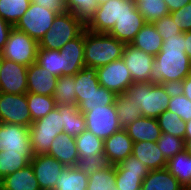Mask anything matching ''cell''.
Returning <instances> with one entry per match:
<instances>
[{
  "mask_svg": "<svg viewBox=\"0 0 191 190\" xmlns=\"http://www.w3.org/2000/svg\"><path fill=\"white\" fill-rule=\"evenodd\" d=\"M149 83L177 87L190 73L191 61L185 53V32L163 40L154 57Z\"/></svg>",
  "mask_w": 191,
  "mask_h": 190,
  "instance_id": "obj_1",
  "label": "cell"
},
{
  "mask_svg": "<svg viewBox=\"0 0 191 190\" xmlns=\"http://www.w3.org/2000/svg\"><path fill=\"white\" fill-rule=\"evenodd\" d=\"M175 87L149 82L133 83L127 88L125 94L128 99L141 107L142 116L158 118L159 115L168 109V104Z\"/></svg>",
  "mask_w": 191,
  "mask_h": 190,
  "instance_id": "obj_2",
  "label": "cell"
},
{
  "mask_svg": "<svg viewBox=\"0 0 191 190\" xmlns=\"http://www.w3.org/2000/svg\"><path fill=\"white\" fill-rule=\"evenodd\" d=\"M125 43L105 33H94L85 29V67L99 68L122 58Z\"/></svg>",
  "mask_w": 191,
  "mask_h": 190,
  "instance_id": "obj_3",
  "label": "cell"
},
{
  "mask_svg": "<svg viewBox=\"0 0 191 190\" xmlns=\"http://www.w3.org/2000/svg\"><path fill=\"white\" fill-rule=\"evenodd\" d=\"M86 25L71 12L57 14L52 27L39 42V48L60 50L67 42L78 37Z\"/></svg>",
  "mask_w": 191,
  "mask_h": 190,
  "instance_id": "obj_4",
  "label": "cell"
},
{
  "mask_svg": "<svg viewBox=\"0 0 191 190\" xmlns=\"http://www.w3.org/2000/svg\"><path fill=\"white\" fill-rule=\"evenodd\" d=\"M63 127V114L57 108L34 121L29 127L33 156L48 154L52 141L63 132Z\"/></svg>",
  "mask_w": 191,
  "mask_h": 190,
  "instance_id": "obj_5",
  "label": "cell"
},
{
  "mask_svg": "<svg viewBox=\"0 0 191 190\" xmlns=\"http://www.w3.org/2000/svg\"><path fill=\"white\" fill-rule=\"evenodd\" d=\"M136 7L134 0H109L99 5L86 29L94 33L108 34L123 14H130Z\"/></svg>",
  "mask_w": 191,
  "mask_h": 190,
  "instance_id": "obj_6",
  "label": "cell"
},
{
  "mask_svg": "<svg viewBox=\"0 0 191 190\" xmlns=\"http://www.w3.org/2000/svg\"><path fill=\"white\" fill-rule=\"evenodd\" d=\"M38 48L37 41L13 27L1 54L3 58L28 67L36 62Z\"/></svg>",
  "mask_w": 191,
  "mask_h": 190,
  "instance_id": "obj_7",
  "label": "cell"
},
{
  "mask_svg": "<svg viewBox=\"0 0 191 190\" xmlns=\"http://www.w3.org/2000/svg\"><path fill=\"white\" fill-rule=\"evenodd\" d=\"M56 16V12L31 2L26 13L13 27L26 33L39 43L46 32L52 27L53 20Z\"/></svg>",
  "mask_w": 191,
  "mask_h": 190,
  "instance_id": "obj_8",
  "label": "cell"
},
{
  "mask_svg": "<svg viewBox=\"0 0 191 190\" xmlns=\"http://www.w3.org/2000/svg\"><path fill=\"white\" fill-rule=\"evenodd\" d=\"M84 116L86 129L102 140L122 129L115 104L91 108Z\"/></svg>",
  "mask_w": 191,
  "mask_h": 190,
  "instance_id": "obj_9",
  "label": "cell"
},
{
  "mask_svg": "<svg viewBox=\"0 0 191 190\" xmlns=\"http://www.w3.org/2000/svg\"><path fill=\"white\" fill-rule=\"evenodd\" d=\"M0 152L22 153L32 160V147L29 128L17 124L0 123Z\"/></svg>",
  "mask_w": 191,
  "mask_h": 190,
  "instance_id": "obj_10",
  "label": "cell"
},
{
  "mask_svg": "<svg viewBox=\"0 0 191 190\" xmlns=\"http://www.w3.org/2000/svg\"><path fill=\"white\" fill-rule=\"evenodd\" d=\"M0 123L32 125L26 94L0 93Z\"/></svg>",
  "mask_w": 191,
  "mask_h": 190,
  "instance_id": "obj_11",
  "label": "cell"
},
{
  "mask_svg": "<svg viewBox=\"0 0 191 190\" xmlns=\"http://www.w3.org/2000/svg\"><path fill=\"white\" fill-rule=\"evenodd\" d=\"M96 70L100 86L116 94L125 93L127 88L133 84L130 71L127 69L122 58L96 68Z\"/></svg>",
  "mask_w": 191,
  "mask_h": 190,
  "instance_id": "obj_12",
  "label": "cell"
},
{
  "mask_svg": "<svg viewBox=\"0 0 191 190\" xmlns=\"http://www.w3.org/2000/svg\"><path fill=\"white\" fill-rule=\"evenodd\" d=\"M28 67L3 58L0 65V93L26 94Z\"/></svg>",
  "mask_w": 191,
  "mask_h": 190,
  "instance_id": "obj_13",
  "label": "cell"
},
{
  "mask_svg": "<svg viewBox=\"0 0 191 190\" xmlns=\"http://www.w3.org/2000/svg\"><path fill=\"white\" fill-rule=\"evenodd\" d=\"M122 59L130 71L133 83L149 82L151 69L154 63V56L135 48L131 44H126Z\"/></svg>",
  "mask_w": 191,
  "mask_h": 190,
  "instance_id": "obj_14",
  "label": "cell"
},
{
  "mask_svg": "<svg viewBox=\"0 0 191 190\" xmlns=\"http://www.w3.org/2000/svg\"><path fill=\"white\" fill-rule=\"evenodd\" d=\"M30 165L41 190H54L58 178L65 167L64 164L47 154L33 156Z\"/></svg>",
  "mask_w": 191,
  "mask_h": 190,
  "instance_id": "obj_15",
  "label": "cell"
},
{
  "mask_svg": "<svg viewBox=\"0 0 191 190\" xmlns=\"http://www.w3.org/2000/svg\"><path fill=\"white\" fill-rule=\"evenodd\" d=\"M84 41L85 30L59 50L62 55V76H74L85 67Z\"/></svg>",
  "mask_w": 191,
  "mask_h": 190,
  "instance_id": "obj_16",
  "label": "cell"
},
{
  "mask_svg": "<svg viewBox=\"0 0 191 190\" xmlns=\"http://www.w3.org/2000/svg\"><path fill=\"white\" fill-rule=\"evenodd\" d=\"M58 77L36 62L27 69V93L53 96Z\"/></svg>",
  "mask_w": 191,
  "mask_h": 190,
  "instance_id": "obj_17",
  "label": "cell"
},
{
  "mask_svg": "<svg viewBox=\"0 0 191 190\" xmlns=\"http://www.w3.org/2000/svg\"><path fill=\"white\" fill-rule=\"evenodd\" d=\"M145 24L146 21L136 6L130 14H123L108 34L118 41L130 44Z\"/></svg>",
  "mask_w": 191,
  "mask_h": 190,
  "instance_id": "obj_18",
  "label": "cell"
},
{
  "mask_svg": "<svg viewBox=\"0 0 191 190\" xmlns=\"http://www.w3.org/2000/svg\"><path fill=\"white\" fill-rule=\"evenodd\" d=\"M133 141L122 128L104 140V153L112 165H117L133 152Z\"/></svg>",
  "mask_w": 191,
  "mask_h": 190,
  "instance_id": "obj_19",
  "label": "cell"
},
{
  "mask_svg": "<svg viewBox=\"0 0 191 190\" xmlns=\"http://www.w3.org/2000/svg\"><path fill=\"white\" fill-rule=\"evenodd\" d=\"M47 155L54 157L65 166H76L79 155L75 138L62 132L52 141Z\"/></svg>",
  "mask_w": 191,
  "mask_h": 190,
  "instance_id": "obj_20",
  "label": "cell"
},
{
  "mask_svg": "<svg viewBox=\"0 0 191 190\" xmlns=\"http://www.w3.org/2000/svg\"><path fill=\"white\" fill-rule=\"evenodd\" d=\"M124 129L133 142H157L162 133L156 118L144 116H141Z\"/></svg>",
  "mask_w": 191,
  "mask_h": 190,
  "instance_id": "obj_21",
  "label": "cell"
},
{
  "mask_svg": "<svg viewBox=\"0 0 191 190\" xmlns=\"http://www.w3.org/2000/svg\"><path fill=\"white\" fill-rule=\"evenodd\" d=\"M132 155L144 163L149 170L162 169L167 166V160L156 142H134Z\"/></svg>",
  "mask_w": 191,
  "mask_h": 190,
  "instance_id": "obj_22",
  "label": "cell"
},
{
  "mask_svg": "<svg viewBox=\"0 0 191 190\" xmlns=\"http://www.w3.org/2000/svg\"><path fill=\"white\" fill-rule=\"evenodd\" d=\"M0 187L1 190H41L30 164L1 179Z\"/></svg>",
  "mask_w": 191,
  "mask_h": 190,
  "instance_id": "obj_23",
  "label": "cell"
},
{
  "mask_svg": "<svg viewBox=\"0 0 191 190\" xmlns=\"http://www.w3.org/2000/svg\"><path fill=\"white\" fill-rule=\"evenodd\" d=\"M140 190H185L167 168L149 170Z\"/></svg>",
  "mask_w": 191,
  "mask_h": 190,
  "instance_id": "obj_24",
  "label": "cell"
},
{
  "mask_svg": "<svg viewBox=\"0 0 191 190\" xmlns=\"http://www.w3.org/2000/svg\"><path fill=\"white\" fill-rule=\"evenodd\" d=\"M130 44L155 57L161 51L163 39L153 23H146Z\"/></svg>",
  "mask_w": 191,
  "mask_h": 190,
  "instance_id": "obj_25",
  "label": "cell"
},
{
  "mask_svg": "<svg viewBox=\"0 0 191 190\" xmlns=\"http://www.w3.org/2000/svg\"><path fill=\"white\" fill-rule=\"evenodd\" d=\"M60 114H63V132L76 138L86 130L85 116L78 110L77 105H56Z\"/></svg>",
  "mask_w": 191,
  "mask_h": 190,
  "instance_id": "obj_26",
  "label": "cell"
},
{
  "mask_svg": "<svg viewBox=\"0 0 191 190\" xmlns=\"http://www.w3.org/2000/svg\"><path fill=\"white\" fill-rule=\"evenodd\" d=\"M74 80L77 106L83 101V97L93 94L100 86L97 70L92 67H83L74 75Z\"/></svg>",
  "mask_w": 191,
  "mask_h": 190,
  "instance_id": "obj_27",
  "label": "cell"
},
{
  "mask_svg": "<svg viewBox=\"0 0 191 190\" xmlns=\"http://www.w3.org/2000/svg\"><path fill=\"white\" fill-rule=\"evenodd\" d=\"M166 168L185 189L191 184V154L185 150L169 159Z\"/></svg>",
  "mask_w": 191,
  "mask_h": 190,
  "instance_id": "obj_28",
  "label": "cell"
},
{
  "mask_svg": "<svg viewBox=\"0 0 191 190\" xmlns=\"http://www.w3.org/2000/svg\"><path fill=\"white\" fill-rule=\"evenodd\" d=\"M88 175L76 166H65L54 190H87Z\"/></svg>",
  "mask_w": 191,
  "mask_h": 190,
  "instance_id": "obj_29",
  "label": "cell"
},
{
  "mask_svg": "<svg viewBox=\"0 0 191 190\" xmlns=\"http://www.w3.org/2000/svg\"><path fill=\"white\" fill-rule=\"evenodd\" d=\"M115 108L122 128H125L142 116L141 107L137 102H134V99H128L125 93L117 94Z\"/></svg>",
  "mask_w": 191,
  "mask_h": 190,
  "instance_id": "obj_30",
  "label": "cell"
},
{
  "mask_svg": "<svg viewBox=\"0 0 191 190\" xmlns=\"http://www.w3.org/2000/svg\"><path fill=\"white\" fill-rule=\"evenodd\" d=\"M79 157H90L104 152V140L87 129L75 138Z\"/></svg>",
  "mask_w": 191,
  "mask_h": 190,
  "instance_id": "obj_31",
  "label": "cell"
},
{
  "mask_svg": "<svg viewBox=\"0 0 191 190\" xmlns=\"http://www.w3.org/2000/svg\"><path fill=\"white\" fill-rule=\"evenodd\" d=\"M74 76L58 77L53 98L56 105H76Z\"/></svg>",
  "mask_w": 191,
  "mask_h": 190,
  "instance_id": "obj_32",
  "label": "cell"
},
{
  "mask_svg": "<svg viewBox=\"0 0 191 190\" xmlns=\"http://www.w3.org/2000/svg\"><path fill=\"white\" fill-rule=\"evenodd\" d=\"M28 108L32 122L45 117L50 111L56 108L53 96L26 93Z\"/></svg>",
  "mask_w": 191,
  "mask_h": 190,
  "instance_id": "obj_33",
  "label": "cell"
},
{
  "mask_svg": "<svg viewBox=\"0 0 191 190\" xmlns=\"http://www.w3.org/2000/svg\"><path fill=\"white\" fill-rule=\"evenodd\" d=\"M138 11L144 17L146 23L154 21L170 14L164 0H134Z\"/></svg>",
  "mask_w": 191,
  "mask_h": 190,
  "instance_id": "obj_34",
  "label": "cell"
},
{
  "mask_svg": "<svg viewBox=\"0 0 191 190\" xmlns=\"http://www.w3.org/2000/svg\"><path fill=\"white\" fill-rule=\"evenodd\" d=\"M116 96L115 92L99 86L93 94L83 97V101L78 105V110L84 114L97 106L115 104Z\"/></svg>",
  "mask_w": 191,
  "mask_h": 190,
  "instance_id": "obj_35",
  "label": "cell"
},
{
  "mask_svg": "<svg viewBox=\"0 0 191 190\" xmlns=\"http://www.w3.org/2000/svg\"><path fill=\"white\" fill-rule=\"evenodd\" d=\"M157 122L161 128V132L184 139L186 122L177 113L165 110L159 115Z\"/></svg>",
  "mask_w": 191,
  "mask_h": 190,
  "instance_id": "obj_36",
  "label": "cell"
},
{
  "mask_svg": "<svg viewBox=\"0 0 191 190\" xmlns=\"http://www.w3.org/2000/svg\"><path fill=\"white\" fill-rule=\"evenodd\" d=\"M30 3L31 0H0V16L14 26L26 13Z\"/></svg>",
  "mask_w": 191,
  "mask_h": 190,
  "instance_id": "obj_37",
  "label": "cell"
},
{
  "mask_svg": "<svg viewBox=\"0 0 191 190\" xmlns=\"http://www.w3.org/2000/svg\"><path fill=\"white\" fill-rule=\"evenodd\" d=\"M148 173H133L123 170L118 164L115 165V188L116 190H140L143 179Z\"/></svg>",
  "mask_w": 191,
  "mask_h": 190,
  "instance_id": "obj_38",
  "label": "cell"
},
{
  "mask_svg": "<svg viewBox=\"0 0 191 190\" xmlns=\"http://www.w3.org/2000/svg\"><path fill=\"white\" fill-rule=\"evenodd\" d=\"M36 63L56 77L62 76V55L59 50L38 48Z\"/></svg>",
  "mask_w": 191,
  "mask_h": 190,
  "instance_id": "obj_39",
  "label": "cell"
},
{
  "mask_svg": "<svg viewBox=\"0 0 191 190\" xmlns=\"http://www.w3.org/2000/svg\"><path fill=\"white\" fill-rule=\"evenodd\" d=\"M67 11L71 12L85 25L93 17L99 7L97 0H64Z\"/></svg>",
  "mask_w": 191,
  "mask_h": 190,
  "instance_id": "obj_40",
  "label": "cell"
},
{
  "mask_svg": "<svg viewBox=\"0 0 191 190\" xmlns=\"http://www.w3.org/2000/svg\"><path fill=\"white\" fill-rule=\"evenodd\" d=\"M115 179V166L112 165L106 170L89 175L87 190H116Z\"/></svg>",
  "mask_w": 191,
  "mask_h": 190,
  "instance_id": "obj_41",
  "label": "cell"
},
{
  "mask_svg": "<svg viewBox=\"0 0 191 190\" xmlns=\"http://www.w3.org/2000/svg\"><path fill=\"white\" fill-rule=\"evenodd\" d=\"M30 164L22 153L0 152V180Z\"/></svg>",
  "mask_w": 191,
  "mask_h": 190,
  "instance_id": "obj_42",
  "label": "cell"
},
{
  "mask_svg": "<svg viewBox=\"0 0 191 190\" xmlns=\"http://www.w3.org/2000/svg\"><path fill=\"white\" fill-rule=\"evenodd\" d=\"M111 166L112 164L104 152L90 157H79L76 164V167L88 176L97 171L106 170Z\"/></svg>",
  "mask_w": 191,
  "mask_h": 190,
  "instance_id": "obj_43",
  "label": "cell"
},
{
  "mask_svg": "<svg viewBox=\"0 0 191 190\" xmlns=\"http://www.w3.org/2000/svg\"><path fill=\"white\" fill-rule=\"evenodd\" d=\"M167 110L177 113L184 122L191 120V100L177 88L172 90Z\"/></svg>",
  "mask_w": 191,
  "mask_h": 190,
  "instance_id": "obj_44",
  "label": "cell"
},
{
  "mask_svg": "<svg viewBox=\"0 0 191 190\" xmlns=\"http://www.w3.org/2000/svg\"><path fill=\"white\" fill-rule=\"evenodd\" d=\"M184 139L162 132L157 145L168 161L177 153L184 150Z\"/></svg>",
  "mask_w": 191,
  "mask_h": 190,
  "instance_id": "obj_45",
  "label": "cell"
},
{
  "mask_svg": "<svg viewBox=\"0 0 191 190\" xmlns=\"http://www.w3.org/2000/svg\"><path fill=\"white\" fill-rule=\"evenodd\" d=\"M153 25L163 40L182 33L181 30L178 29L177 25L173 22L170 15L164 16L154 21Z\"/></svg>",
  "mask_w": 191,
  "mask_h": 190,
  "instance_id": "obj_46",
  "label": "cell"
},
{
  "mask_svg": "<svg viewBox=\"0 0 191 190\" xmlns=\"http://www.w3.org/2000/svg\"><path fill=\"white\" fill-rule=\"evenodd\" d=\"M169 15L181 32L191 31V2Z\"/></svg>",
  "mask_w": 191,
  "mask_h": 190,
  "instance_id": "obj_47",
  "label": "cell"
},
{
  "mask_svg": "<svg viewBox=\"0 0 191 190\" xmlns=\"http://www.w3.org/2000/svg\"><path fill=\"white\" fill-rule=\"evenodd\" d=\"M123 170L133 173H148L149 169L144 163L138 160L134 155L128 156L125 160L118 164Z\"/></svg>",
  "mask_w": 191,
  "mask_h": 190,
  "instance_id": "obj_48",
  "label": "cell"
},
{
  "mask_svg": "<svg viewBox=\"0 0 191 190\" xmlns=\"http://www.w3.org/2000/svg\"><path fill=\"white\" fill-rule=\"evenodd\" d=\"M31 2H33L35 5L56 12L57 14L67 12L64 0H31Z\"/></svg>",
  "mask_w": 191,
  "mask_h": 190,
  "instance_id": "obj_49",
  "label": "cell"
},
{
  "mask_svg": "<svg viewBox=\"0 0 191 190\" xmlns=\"http://www.w3.org/2000/svg\"><path fill=\"white\" fill-rule=\"evenodd\" d=\"M12 28H13V25L5 21L0 16V52L3 50L4 45L6 44L8 40V36Z\"/></svg>",
  "mask_w": 191,
  "mask_h": 190,
  "instance_id": "obj_50",
  "label": "cell"
},
{
  "mask_svg": "<svg viewBox=\"0 0 191 190\" xmlns=\"http://www.w3.org/2000/svg\"><path fill=\"white\" fill-rule=\"evenodd\" d=\"M176 88L191 100V73Z\"/></svg>",
  "mask_w": 191,
  "mask_h": 190,
  "instance_id": "obj_51",
  "label": "cell"
},
{
  "mask_svg": "<svg viewBox=\"0 0 191 190\" xmlns=\"http://www.w3.org/2000/svg\"><path fill=\"white\" fill-rule=\"evenodd\" d=\"M164 2L166 3V5L169 9V12L171 13V12L181 9L186 4L190 3L191 0H164Z\"/></svg>",
  "mask_w": 191,
  "mask_h": 190,
  "instance_id": "obj_52",
  "label": "cell"
},
{
  "mask_svg": "<svg viewBox=\"0 0 191 190\" xmlns=\"http://www.w3.org/2000/svg\"><path fill=\"white\" fill-rule=\"evenodd\" d=\"M185 53L191 61V31L185 32Z\"/></svg>",
  "mask_w": 191,
  "mask_h": 190,
  "instance_id": "obj_53",
  "label": "cell"
},
{
  "mask_svg": "<svg viewBox=\"0 0 191 190\" xmlns=\"http://www.w3.org/2000/svg\"><path fill=\"white\" fill-rule=\"evenodd\" d=\"M186 132L184 139H191V120L186 122Z\"/></svg>",
  "mask_w": 191,
  "mask_h": 190,
  "instance_id": "obj_54",
  "label": "cell"
},
{
  "mask_svg": "<svg viewBox=\"0 0 191 190\" xmlns=\"http://www.w3.org/2000/svg\"><path fill=\"white\" fill-rule=\"evenodd\" d=\"M184 150L191 154V139H184Z\"/></svg>",
  "mask_w": 191,
  "mask_h": 190,
  "instance_id": "obj_55",
  "label": "cell"
},
{
  "mask_svg": "<svg viewBox=\"0 0 191 190\" xmlns=\"http://www.w3.org/2000/svg\"><path fill=\"white\" fill-rule=\"evenodd\" d=\"M109 0H97L98 5L104 4L108 2Z\"/></svg>",
  "mask_w": 191,
  "mask_h": 190,
  "instance_id": "obj_56",
  "label": "cell"
},
{
  "mask_svg": "<svg viewBox=\"0 0 191 190\" xmlns=\"http://www.w3.org/2000/svg\"><path fill=\"white\" fill-rule=\"evenodd\" d=\"M2 59H3V57H2V54L0 52V65H1Z\"/></svg>",
  "mask_w": 191,
  "mask_h": 190,
  "instance_id": "obj_57",
  "label": "cell"
},
{
  "mask_svg": "<svg viewBox=\"0 0 191 190\" xmlns=\"http://www.w3.org/2000/svg\"><path fill=\"white\" fill-rule=\"evenodd\" d=\"M185 190H191V184Z\"/></svg>",
  "mask_w": 191,
  "mask_h": 190,
  "instance_id": "obj_58",
  "label": "cell"
}]
</instances>
